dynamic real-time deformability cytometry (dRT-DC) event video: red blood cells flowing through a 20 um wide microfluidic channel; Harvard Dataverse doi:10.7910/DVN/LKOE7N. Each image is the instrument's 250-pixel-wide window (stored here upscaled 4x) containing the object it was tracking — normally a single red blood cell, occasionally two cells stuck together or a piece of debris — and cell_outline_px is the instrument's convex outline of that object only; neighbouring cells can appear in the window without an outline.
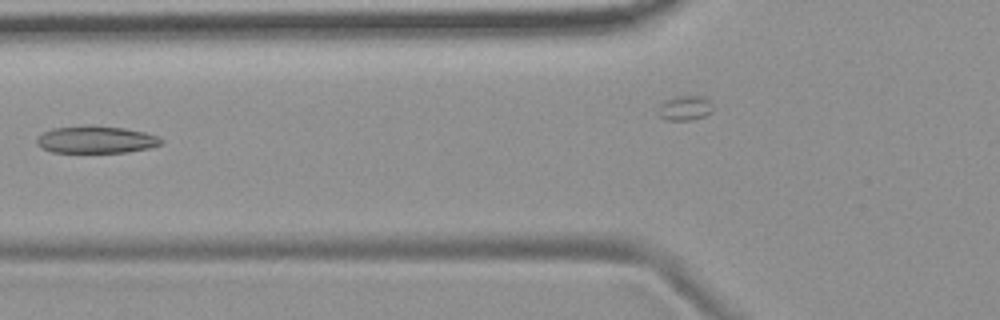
{"species": "common noctule bat (a hibernating species)", "species_latin": "Nyctalus noctula", "temperature_condition": "room temperature", "stored_images_in_passage": 5, "camera_frame_rate_fps": 3000, "um_per_image_px": 0.085, "animal": {"sex": "female", "body_mass_g": 19.9}, "frame": {"image": 1, "passage_image": 3, "time_ms": 2.333, "image_size_px": [1000, 320], "cell_outline_px": [[164, 140], [160, 144], [148, 148], [128, 152], [52, 152], [40, 148], [36, 144], [36, 136], [52, 128], [88, 124], [124, 128], [144, 132], [156, 136]], "centroid_in_image_um": [8.09, 11.85], "position_along_channel_um": 117.7, "area_um2": 19.94}}
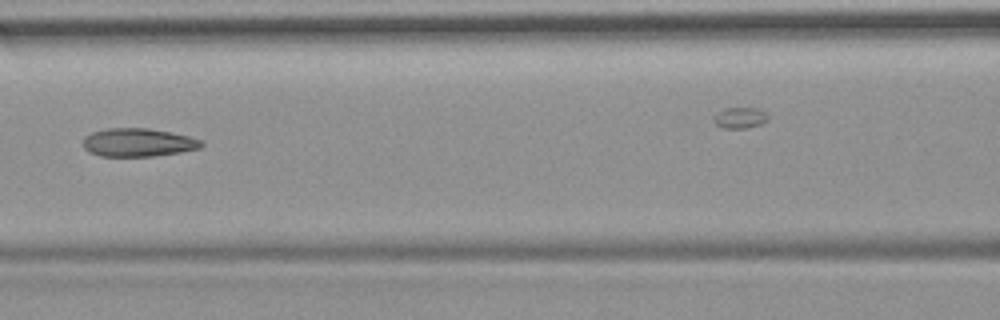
{"frame": {"image": 2, "passage_image": 4, "time_ms": 3.333, "image_size_px": [1000, 320], "cell_outline_px": [[204, 144], [200, 148], [180, 152], [152, 156], [100, 156], [88, 152], [84, 148], [84, 136], [92, 132], [108, 128], [148, 128], [188, 136], [200, 140]], "centroid_in_image_um": [11.71, 12.11], "position_along_channel_um": 154.9, "area_um2": 19.36}}